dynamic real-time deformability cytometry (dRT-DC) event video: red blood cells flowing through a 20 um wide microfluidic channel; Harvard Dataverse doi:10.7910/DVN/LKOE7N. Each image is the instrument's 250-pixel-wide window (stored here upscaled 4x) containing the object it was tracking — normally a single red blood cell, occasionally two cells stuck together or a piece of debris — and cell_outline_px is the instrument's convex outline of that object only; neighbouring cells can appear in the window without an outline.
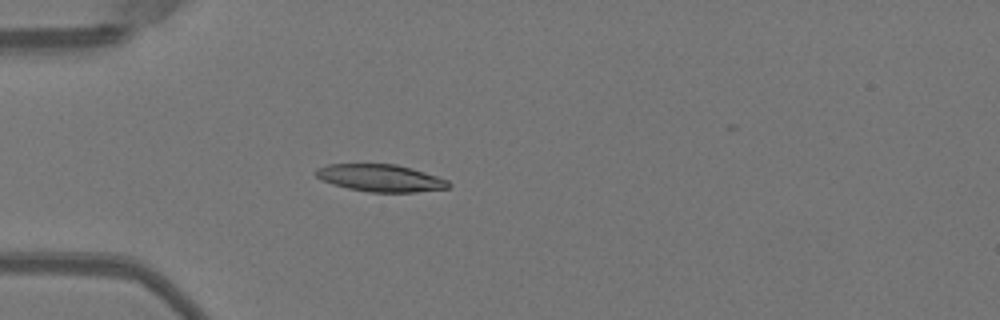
{"species": "Egyptian fruit bat (a non-hibernating species)", "species_latin": "Rousettus aegyptiacus", "temperature_condition": "warm", "stored_images_in_passage": 18, "camera_frame_rate_fps": 3000, "um_per_image_px": 0.085, "animal": {"sex": "female"}, "frame": {"image": 1, "passage_image": 1, "time_ms": 0.0, "image_size_px": [1000, 320], "cell_outline_px": [[452, 184], [448, 188], [416, 192], [372, 192], [348, 188], [332, 184], [316, 176], [312, 172], [316, 168], [328, 164], [396, 164], [412, 168], [448, 180]], "centroid_in_image_um": [32.33, 15.12], "position_along_channel_um": 52.7, "area_um2": 21.04}}
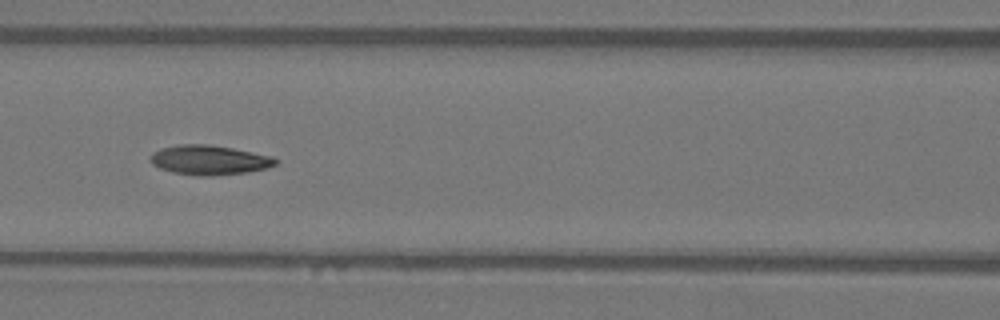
{"frame": {"image": 2, "passage_image": 9, "time_ms": 2.667, "image_size_px": [1000, 320], "cell_outline_px": [[280, 160], [276, 164], [268, 168], [248, 172], [212, 176], [200, 176], [172, 172], [160, 168], [152, 164], [148, 160], [148, 156], [152, 152], [160, 148], [180, 144], [208, 144], [232, 148], [272, 156]], "centroid_in_image_um": [17.77, 13.6], "position_along_channel_um": 148.8, "area_um2": 21.85}}
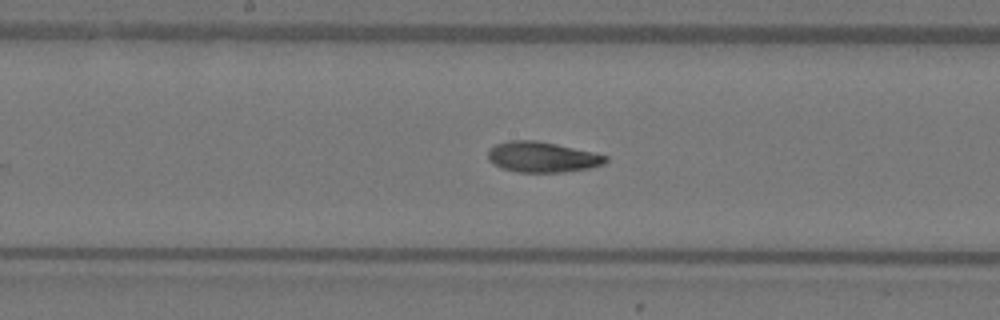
{"frame": {"image": 3, "passage_image": 13, "time_ms": 4.0, "image_size_px": [1000, 320], "cell_outline_px": [[608, 160], [604, 164], [588, 168], [564, 172], [520, 172], [504, 168], [488, 160], [488, 152], [496, 144], [508, 140], [536, 140], [556, 144], [592, 152], [608, 156]], "centroid_in_image_um": [46.11, 13.34], "position_along_channel_um": 202.1, "area_um2": 20.63}}